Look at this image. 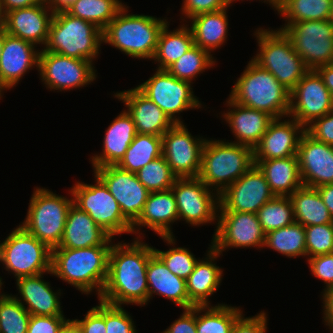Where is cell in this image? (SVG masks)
I'll return each instance as SVG.
<instances>
[{"mask_svg": "<svg viewBox=\"0 0 333 333\" xmlns=\"http://www.w3.org/2000/svg\"><path fill=\"white\" fill-rule=\"evenodd\" d=\"M135 239L131 244H112L108 277L100 300L119 306L135 304L142 307L148 303L146 272L154 247Z\"/></svg>", "mask_w": 333, "mask_h": 333, "instance_id": "6da1fadb", "label": "cell"}, {"mask_svg": "<svg viewBox=\"0 0 333 333\" xmlns=\"http://www.w3.org/2000/svg\"><path fill=\"white\" fill-rule=\"evenodd\" d=\"M112 246H94L82 249H52V275L71 284L84 294L95 292L101 296L107 277L109 253Z\"/></svg>", "mask_w": 333, "mask_h": 333, "instance_id": "7a4b0ae2", "label": "cell"}, {"mask_svg": "<svg viewBox=\"0 0 333 333\" xmlns=\"http://www.w3.org/2000/svg\"><path fill=\"white\" fill-rule=\"evenodd\" d=\"M229 98L244 107L266 112L274 119L289 115L290 91L252 59L234 84Z\"/></svg>", "mask_w": 333, "mask_h": 333, "instance_id": "3957f363", "label": "cell"}, {"mask_svg": "<svg viewBox=\"0 0 333 333\" xmlns=\"http://www.w3.org/2000/svg\"><path fill=\"white\" fill-rule=\"evenodd\" d=\"M124 5L102 30L103 43L114 46L132 58L152 59L158 36L167 19L149 15L128 14Z\"/></svg>", "mask_w": 333, "mask_h": 333, "instance_id": "277c9868", "label": "cell"}, {"mask_svg": "<svg viewBox=\"0 0 333 333\" xmlns=\"http://www.w3.org/2000/svg\"><path fill=\"white\" fill-rule=\"evenodd\" d=\"M253 165L251 147L223 140L207 139L202 151L198 178L220 195Z\"/></svg>", "mask_w": 333, "mask_h": 333, "instance_id": "5b68a950", "label": "cell"}, {"mask_svg": "<svg viewBox=\"0 0 333 333\" xmlns=\"http://www.w3.org/2000/svg\"><path fill=\"white\" fill-rule=\"evenodd\" d=\"M101 43L103 37L100 28L67 11H61L53 15L48 40L43 49L62 56L93 62L99 54Z\"/></svg>", "mask_w": 333, "mask_h": 333, "instance_id": "8992f818", "label": "cell"}, {"mask_svg": "<svg viewBox=\"0 0 333 333\" xmlns=\"http://www.w3.org/2000/svg\"><path fill=\"white\" fill-rule=\"evenodd\" d=\"M258 53L252 60L270 72L290 92L309 71L283 30L259 28L254 32Z\"/></svg>", "mask_w": 333, "mask_h": 333, "instance_id": "52a82bcc", "label": "cell"}, {"mask_svg": "<svg viewBox=\"0 0 333 333\" xmlns=\"http://www.w3.org/2000/svg\"><path fill=\"white\" fill-rule=\"evenodd\" d=\"M29 202L27 216L21 226L51 250L58 247L73 198L36 187Z\"/></svg>", "mask_w": 333, "mask_h": 333, "instance_id": "ba28073f", "label": "cell"}, {"mask_svg": "<svg viewBox=\"0 0 333 333\" xmlns=\"http://www.w3.org/2000/svg\"><path fill=\"white\" fill-rule=\"evenodd\" d=\"M52 250L21 225L0 243V262L16 280L41 273L52 274Z\"/></svg>", "mask_w": 333, "mask_h": 333, "instance_id": "9c48e42d", "label": "cell"}, {"mask_svg": "<svg viewBox=\"0 0 333 333\" xmlns=\"http://www.w3.org/2000/svg\"><path fill=\"white\" fill-rule=\"evenodd\" d=\"M96 184L77 182L71 188L73 204L86 212L111 237L132 233V224L123 216L119 204L105 184L95 176Z\"/></svg>", "mask_w": 333, "mask_h": 333, "instance_id": "30bf717a", "label": "cell"}, {"mask_svg": "<svg viewBox=\"0 0 333 333\" xmlns=\"http://www.w3.org/2000/svg\"><path fill=\"white\" fill-rule=\"evenodd\" d=\"M290 38L294 50L309 70L333 64V20L285 23L279 28Z\"/></svg>", "mask_w": 333, "mask_h": 333, "instance_id": "8fae6325", "label": "cell"}, {"mask_svg": "<svg viewBox=\"0 0 333 333\" xmlns=\"http://www.w3.org/2000/svg\"><path fill=\"white\" fill-rule=\"evenodd\" d=\"M156 70L152 77L136 87L157 104L174 124H183L175 114L202 108V103L194 95L190 82L175 78L167 70Z\"/></svg>", "mask_w": 333, "mask_h": 333, "instance_id": "7c38bea8", "label": "cell"}, {"mask_svg": "<svg viewBox=\"0 0 333 333\" xmlns=\"http://www.w3.org/2000/svg\"><path fill=\"white\" fill-rule=\"evenodd\" d=\"M177 204L178 220L193 226L217 221L219 194L213 193L198 177L177 178L171 187Z\"/></svg>", "mask_w": 333, "mask_h": 333, "instance_id": "4fadbf2b", "label": "cell"}, {"mask_svg": "<svg viewBox=\"0 0 333 333\" xmlns=\"http://www.w3.org/2000/svg\"><path fill=\"white\" fill-rule=\"evenodd\" d=\"M94 63L88 60L62 56L42 49L39 53L38 71L41 82L50 90L82 88L96 80Z\"/></svg>", "mask_w": 333, "mask_h": 333, "instance_id": "5bb4252c", "label": "cell"}, {"mask_svg": "<svg viewBox=\"0 0 333 333\" xmlns=\"http://www.w3.org/2000/svg\"><path fill=\"white\" fill-rule=\"evenodd\" d=\"M161 137L162 156L177 178L198 177L207 139L194 138L184 124H174Z\"/></svg>", "mask_w": 333, "mask_h": 333, "instance_id": "9a60e30c", "label": "cell"}, {"mask_svg": "<svg viewBox=\"0 0 333 333\" xmlns=\"http://www.w3.org/2000/svg\"><path fill=\"white\" fill-rule=\"evenodd\" d=\"M211 247L222 254L228 248H263L265 233L255 213L218 212Z\"/></svg>", "mask_w": 333, "mask_h": 333, "instance_id": "2e32d148", "label": "cell"}, {"mask_svg": "<svg viewBox=\"0 0 333 333\" xmlns=\"http://www.w3.org/2000/svg\"><path fill=\"white\" fill-rule=\"evenodd\" d=\"M97 176L117 201L123 216L133 225L141 215L150 192L138 180L136 173L108 165L94 168Z\"/></svg>", "mask_w": 333, "mask_h": 333, "instance_id": "e0dca14e", "label": "cell"}, {"mask_svg": "<svg viewBox=\"0 0 333 333\" xmlns=\"http://www.w3.org/2000/svg\"><path fill=\"white\" fill-rule=\"evenodd\" d=\"M333 111V98L316 70H309L290 92L288 117L304 127Z\"/></svg>", "mask_w": 333, "mask_h": 333, "instance_id": "ac0fdd59", "label": "cell"}, {"mask_svg": "<svg viewBox=\"0 0 333 333\" xmlns=\"http://www.w3.org/2000/svg\"><path fill=\"white\" fill-rule=\"evenodd\" d=\"M274 196L264 174L253 165L219 195L218 212L256 214Z\"/></svg>", "mask_w": 333, "mask_h": 333, "instance_id": "d6986e66", "label": "cell"}, {"mask_svg": "<svg viewBox=\"0 0 333 333\" xmlns=\"http://www.w3.org/2000/svg\"><path fill=\"white\" fill-rule=\"evenodd\" d=\"M297 157L304 186L317 188L333 183V146L319 142L305 132Z\"/></svg>", "mask_w": 333, "mask_h": 333, "instance_id": "ffe728a7", "label": "cell"}, {"mask_svg": "<svg viewBox=\"0 0 333 333\" xmlns=\"http://www.w3.org/2000/svg\"><path fill=\"white\" fill-rule=\"evenodd\" d=\"M177 220L178 209L172 189L150 192L141 215L132 225V233L139 235L136 238H142L139 230L147 227L157 233L168 245H175L171 224Z\"/></svg>", "mask_w": 333, "mask_h": 333, "instance_id": "44dd1931", "label": "cell"}, {"mask_svg": "<svg viewBox=\"0 0 333 333\" xmlns=\"http://www.w3.org/2000/svg\"><path fill=\"white\" fill-rule=\"evenodd\" d=\"M274 119L266 133L253 149L254 160H270L297 155L299 142L305 127L295 119Z\"/></svg>", "mask_w": 333, "mask_h": 333, "instance_id": "7402d4cb", "label": "cell"}, {"mask_svg": "<svg viewBox=\"0 0 333 333\" xmlns=\"http://www.w3.org/2000/svg\"><path fill=\"white\" fill-rule=\"evenodd\" d=\"M34 44L12 36L4 30V41L0 57V82L11 89L21 78L35 68L38 70L39 51Z\"/></svg>", "mask_w": 333, "mask_h": 333, "instance_id": "603a6c76", "label": "cell"}, {"mask_svg": "<svg viewBox=\"0 0 333 333\" xmlns=\"http://www.w3.org/2000/svg\"><path fill=\"white\" fill-rule=\"evenodd\" d=\"M53 15L54 12L45 2L12 10L6 13L5 32L45 47Z\"/></svg>", "mask_w": 333, "mask_h": 333, "instance_id": "cb8c5ba5", "label": "cell"}, {"mask_svg": "<svg viewBox=\"0 0 333 333\" xmlns=\"http://www.w3.org/2000/svg\"><path fill=\"white\" fill-rule=\"evenodd\" d=\"M114 97L126 105L137 133L162 136L174 125L164 111L137 87L117 92Z\"/></svg>", "mask_w": 333, "mask_h": 333, "instance_id": "d4e9b609", "label": "cell"}, {"mask_svg": "<svg viewBox=\"0 0 333 333\" xmlns=\"http://www.w3.org/2000/svg\"><path fill=\"white\" fill-rule=\"evenodd\" d=\"M226 102L227 106L232 109L229 108L226 113L222 114V117L237 139L233 143L254 149L274 118L266 112L239 105L230 98Z\"/></svg>", "mask_w": 333, "mask_h": 333, "instance_id": "484cf974", "label": "cell"}, {"mask_svg": "<svg viewBox=\"0 0 333 333\" xmlns=\"http://www.w3.org/2000/svg\"><path fill=\"white\" fill-rule=\"evenodd\" d=\"M112 238L86 212L72 204L67 214L62 240L56 248L112 246Z\"/></svg>", "mask_w": 333, "mask_h": 333, "instance_id": "4316f807", "label": "cell"}, {"mask_svg": "<svg viewBox=\"0 0 333 333\" xmlns=\"http://www.w3.org/2000/svg\"><path fill=\"white\" fill-rule=\"evenodd\" d=\"M44 273L22 277L16 280V286L21 297L14 295L31 315L64 316L61 308L60 292H54L49 282L42 278ZM51 287V288H50ZM27 305V307L25 306Z\"/></svg>", "mask_w": 333, "mask_h": 333, "instance_id": "83f0119b", "label": "cell"}, {"mask_svg": "<svg viewBox=\"0 0 333 333\" xmlns=\"http://www.w3.org/2000/svg\"><path fill=\"white\" fill-rule=\"evenodd\" d=\"M101 154L91 157L93 168L117 165L137 134L131 115L122 111L105 130Z\"/></svg>", "mask_w": 333, "mask_h": 333, "instance_id": "f1b7e54d", "label": "cell"}, {"mask_svg": "<svg viewBox=\"0 0 333 333\" xmlns=\"http://www.w3.org/2000/svg\"><path fill=\"white\" fill-rule=\"evenodd\" d=\"M146 278L148 302L153 298V294H158L183 309L194 307L189 301L186 280L173 274L155 253L149 258Z\"/></svg>", "mask_w": 333, "mask_h": 333, "instance_id": "f546056e", "label": "cell"}, {"mask_svg": "<svg viewBox=\"0 0 333 333\" xmlns=\"http://www.w3.org/2000/svg\"><path fill=\"white\" fill-rule=\"evenodd\" d=\"M207 257L198 260L193 272L186 279V290L189 301L194 306L210 305L209 297L220 287L223 270L214 263L221 253L215 251L211 245Z\"/></svg>", "mask_w": 333, "mask_h": 333, "instance_id": "4dcf8cb0", "label": "cell"}, {"mask_svg": "<svg viewBox=\"0 0 333 333\" xmlns=\"http://www.w3.org/2000/svg\"><path fill=\"white\" fill-rule=\"evenodd\" d=\"M254 165L264 174L275 196L289 197L303 186L297 155L270 160H254Z\"/></svg>", "mask_w": 333, "mask_h": 333, "instance_id": "1f68e13d", "label": "cell"}, {"mask_svg": "<svg viewBox=\"0 0 333 333\" xmlns=\"http://www.w3.org/2000/svg\"><path fill=\"white\" fill-rule=\"evenodd\" d=\"M227 8L216 12L201 13L190 18L194 45L207 51L216 50L225 43L228 33Z\"/></svg>", "mask_w": 333, "mask_h": 333, "instance_id": "d6a6232c", "label": "cell"}, {"mask_svg": "<svg viewBox=\"0 0 333 333\" xmlns=\"http://www.w3.org/2000/svg\"><path fill=\"white\" fill-rule=\"evenodd\" d=\"M295 222L304 227L311 225L333 224V219L325 206L318 190L301 186L290 196Z\"/></svg>", "mask_w": 333, "mask_h": 333, "instance_id": "836d02e7", "label": "cell"}, {"mask_svg": "<svg viewBox=\"0 0 333 333\" xmlns=\"http://www.w3.org/2000/svg\"><path fill=\"white\" fill-rule=\"evenodd\" d=\"M167 22L161 29L156 51L152 60L158 62L159 70H166L185 52L194 46V39L189 25H181L178 29L168 31Z\"/></svg>", "mask_w": 333, "mask_h": 333, "instance_id": "e575fe53", "label": "cell"}, {"mask_svg": "<svg viewBox=\"0 0 333 333\" xmlns=\"http://www.w3.org/2000/svg\"><path fill=\"white\" fill-rule=\"evenodd\" d=\"M162 156V137L137 133L117 166L131 173Z\"/></svg>", "mask_w": 333, "mask_h": 333, "instance_id": "d590c367", "label": "cell"}, {"mask_svg": "<svg viewBox=\"0 0 333 333\" xmlns=\"http://www.w3.org/2000/svg\"><path fill=\"white\" fill-rule=\"evenodd\" d=\"M242 314L243 311L239 307L223 303L196 306L197 333H231L235 321Z\"/></svg>", "mask_w": 333, "mask_h": 333, "instance_id": "8d00e7d4", "label": "cell"}, {"mask_svg": "<svg viewBox=\"0 0 333 333\" xmlns=\"http://www.w3.org/2000/svg\"><path fill=\"white\" fill-rule=\"evenodd\" d=\"M264 247L275 250L289 258L306 256L305 227L297 222L268 232Z\"/></svg>", "mask_w": 333, "mask_h": 333, "instance_id": "74e56055", "label": "cell"}, {"mask_svg": "<svg viewBox=\"0 0 333 333\" xmlns=\"http://www.w3.org/2000/svg\"><path fill=\"white\" fill-rule=\"evenodd\" d=\"M287 23L333 18V0H283L278 12Z\"/></svg>", "mask_w": 333, "mask_h": 333, "instance_id": "f35d334b", "label": "cell"}, {"mask_svg": "<svg viewBox=\"0 0 333 333\" xmlns=\"http://www.w3.org/2000/svg\"><path fill=\"white\" fill-rule=\"evenodd\" d=\"M124 5L120 0H77L67 12L103 30Z\"/></svg>", "mask_w": 333, "mask_h": 333, "instance_id": "ab89813d", "label": "cell"}, {"mask_svg": "<svg viewBox=\"0 0 333 333\" xmlns=\"http://www.w3.org/2000/svg\"><path fill=\"white\" fill-rule=\"evenodd\" d=\"M265 234L289 226L295 222L290 197L274 196L256 213Z\"/></svg>", "mask_w": 333, "mask_h": 333, "instance_id": "60d3db41", "label": "cell"}, {"mask_svg": "<svg viewBox=\"0 0 333 333\" xmlns=\"http://www.w3.org/2000/svg\"><path fill=\"white\" fill-rule=\"evenodd\" d=\"M216 60L207 51L194 45L166 70L175 78L192 83L198 74L215 65Z\"/></svg>", "mask_w": 333, "mask_h": 333, "instance_id": "b9f144b4", "label": "cell"}, {"mask_svg": "<svg viewBox=\"0 0 333 333\" xmlns=\"http://www.w3.org/2000/svg\"><path fill=\"white\" fill-rule=\"evenodd\" d=\"M30 317L12 294L0 295V333H27Z\"/></svg>", "mask_w": 333, "mask_h": 333, "instance_id": "7bdbcfd3", "label": "cell"}, {"mask_svg": "<svg viewBox=\"0 0 333 333\" xmlns=\"http://www.w3.org/2000/svg\"><path fill=\"white\" fill-rule=\"evenodd\" d=\"M136 176L149 192L169 190L177 179L163 156L142 167Z\"/></svg>", "mask_w": 333, "mask_h": 333, "instance_id": "ee69618b", "label": "cell"}, {"mask_svg": "<svg viewBox=\"0 0 333 333\" xmlns=\"http://www.w3.org/2000/svg\"><path fill=\"white\" fill-rule=\"evenodd\" d=\"M174 247L167 251L156 248L153 250L173 274L186 280L193 272L199 259H196L188 248Z\"/></svg>", "mask_w": 333, "mask_h": 333, "instance_id": "f6af8a7d", "label": "cell"}, {"mask_svg": "<svg viewBox=\"0 0 333 333\" xmlns=\"http://www.w3.org/2000/svg\"><path fill=\"white\" fill-rule=\"evenodd\" d=\"M305 235L308 258L333 253V224L306 226Z\"/></svg>", "mask_w": 333, "mask_h": 333, "instance_id": "bcb514c9", "label": "cell"}, {"mask_svg": "<svg viewBox=\"0 0 333 333\" xmlns=\"http://www.w3.org/2000/svg\"><path fill=\"white\" fill-rule=\"evenodd\" d=\"M132 317L122 306L105 302L106 333H137Z\"/></svg>", "mask_w": 333, "mask_h": 333, "instance_id": "7dc6e473", "label": "cell"}, {"mask_svg": "<svg viewBox=\"0 0 333 333\" xmlns=\"http://www.w3.org/2000/svg\"><path fill=\"white\" fill-rule=\"evenodd\" d=\"M83 333H106L105 302L99 299V305L87 311L84 319H73Z\"/></svg>", "mask_w": 333, "mask_h": 333, "instance_id": "c3c4849f", "label": "cell"}, {"mask_svg": "<svg viewBox=\"0 0 333 333\" xmlns=\"http://www.w3.org/2000/svg\"><path fill=\"white\" fill-rule=\"evenodd\" d=\"M309 268L314 277L324 281L327 290L333 287V253L307 258Z\"/></svg>", "mask_w": 333, "mask_h": 333, "instance_id": "681fc988", "label": "cell"}, {"mask_svg": "<svg viewBox=\"0 0 333 333\" xmlns=\"http://www.w3.org/2000/svg\"><path fill=\"white\" fill-rule=\"evenodd\" d=\"M305 132L315 140L333 146V111L314 119Z\"/></svg>", "mask_w": 333, "mask_h": 333, "instance_id": "f907efd6", "label": "cell"}, {"mask_svg": "<svg viewBox=\"0 0 333 333\" xmlns=\"http://www.w3.org/2000/svg\"><path fill=\"white\" fill-rule=\"evenodd\" d=\"M230 7L229 0H183L181 8L185 18H192L195 15L208 12H216Z\"/></svg>", "mask_w": 333, "mask_h": 333, "instance_id": "816d5d0a", "label": "cell"}, {"mask_svg": "<svg viewBox=\"0 0 333 333\" xmlns=\"http://www.w3.org/2000/svg\"><path fill=\"white\" fill-rule=\"evenodd\" d=\"M68 320L64 316L31 315L27 333H60Z\"/></svg>", "mask_w": 333, "mask_h": 333, "instance_id": "f5cc1de1", "label": "cell"}, {"mask_svg": "<svg viewBox=\"0 0 333 333\" xmlns=\"http://www.w3.org/2000/svg\"><path fill=\"white\" fill-rule=\"evenodd\" d=\"M267 316L264 311L252 317L241 315L234 323L231 333H266Z\"/></svg>", "mask_w": 333, "mask_h": 333, "instance_id": "db71d44e", "label": "cell"}, {"mask_svg": "<svg viewBox=\"0 0 333 333\" xmlns=\"http://www.w3.org/2000/svg\"><path fill=\"white\" fill-rule=\"evenodd\" d=\"M184 312L175 320L170 327L161 333H197L196 329V306L183 309Z\"/></svg>", "mask_w": 333, "mask_h": 333, "instance_id": "11a10c76", "label": "cell"}, {"mask_svg": "<svg viewBox=\"0 0 333 333\" xmlns=\"http://www.w3.org/2000/svg\"><path fill=\"white\" fill-rule=\"evenodd\" d=\"M323 319L326 326H333V287L323 292Z\"/></svg>", "mask_w": 333, "mask_h": 333, "instance_id": "9f6ffc18", "label": "cell"}, {"mask_svg": "<svg viewBox=\"0 0 333 333\" xmlns=\"http://www.w3.org/2000/svg\"><path fill=\"white\" fill-rule=\"evenodd\" d=\"M44 2L45 0H1L5 13Z\"/></svg>", "mask_w": 333, "mask_h": 333, "instance_id": "6f0895ef", "label": "cell"}, {"mask_svg": "<svg viewBox=\"0 0 333 333\" xmlns=\"http://www.w3.org/2000/svg\"><path fill=\"white\" fill-rule=\"evenodd\" d=\"M333 219V183L324 184L316 188Z\"/></svg>", "mask_w": 333, "mask_h": 333, "instance_id": "680465c9", "label": "cell"}, {"mask_svg": "<svg viewBox=\"0 0 333 333\" xmlns=\"http://www.w3.org/2000/svg\"><path fill=\"white\" fill-rule=\"evenodd\" d=\"M316 71L321 76L325 86L328 88L333 98V64L320 66L316 69Z\"/></svg>", "mask_w": 333, "mask_h": 333, "instance_id": "91938a15", "label": "cell"}, {"mask_svg": "<svg viewBox=\"0 0 333 333\" xmlns=\"http://www.w3.org/2000/svg\"><path fill=\"white\" fill-rule=\"evenodd\" d=\"M77 0H45L47 6L54 12L67 11Z\"/></svg>", "mask_w": 333, "mask_h": 333, "instance_id": "94428289", "label": "cell"}, {"mask_svg": "<svg viewBox=\"0 0 333 333\" xmlns=\"http://www.w3.org/2000/svg\"><path fill=\"white\" fill-rule=\"evenodd\" d=\"M60 333H83L82 329L74 320H68L62 327Z\"/></svg>", "mask_w": 333, "mask_h": 333, "instance_id": "6125c7cd", "label": "cell"}, {"mask_svg": "<svg viewBox=\"0 0 333 333\" xmlns=\"http://www.w3.org/2000/svg\"><path fill=\"white\" fill-rule=\"evenodd\" d=\"M234 1H236V0H229V5L232 3V2H234ZM242 1V0H241ZM248 1V0H247ZM263 1V0H262ZM264 2H266L267 4L269 3V5L273 8V9H275V10H277L278 12H279V10H280V8H281V6H282V3H283V0H264Z\"/></svg>", "mask_w": 333, "mask_h": 333, "instance_id": "be15d7a7", "label": "cell"}, {"mask_svg": "<svg viewBox=\"0 0 333 333\" xmlns=\"http://www.w3.org/2000/svg\"><path fill=\"white\" fill-rule=\"evenodd\" d=\"M6 25V13L0 0V31L5 30Z\"/></svg>", "mask_w": 333, "mask_h": 333, "instance_id": "e7e4bbea", "label": "cell"}, {"mask_svg": "<svg viewBox=\"0 0 333 333\" xmlns=\"http://www.w3.org/2000/svg\"><path fill=\"white\" fill-rule=\"evenodd\" d=\"M3 41H4V30L0 31V57H1L2 47H3Z\"/></svg>", "mask_w": 333, "mask_h": 333, "instance_id": "03108f58", "label": "cell"}, {"mask_svg": "<svg viewBox=\"0 0 333 333\" xmlns=\"http://www.w3.org/2000/svg\"><path fill=\"white\" fill-rule=\"evenodd\" d=\"M6 89V91H7V88L0 82V99L2 98V92H3V90H5Z\"/></svg>", "mask_w": 333, "mask_h": 333, "instance_id": "003e7915", "label": "cell"}, {"mask_svg": "<svg viewBox=\"0 0 333 333\" xmlns=\"http://www.w3.org/2000/svg\"><path fill=\"white\" fill-rule=\"evenodd\" d=\"M2 285H3V283H2V278L0 277V290H2L1 288H2ZM1 292V291H0ZM0 295H1V293H0Z\"/></svg>", "mask_w": 333, "mask_h": 333, "instance_id": "a7ac6f4b", "label": "cell"}, {"mask_svg": "<svg viewBox=\"0 0 333 333\" xmlns=\"http://www.w3.org/2000/svg\"><path fill=\"white\" fill-rule=\"evenodd\" d=\"M328 328L330 329V331L332 330V332H333V326H329Z\"/></svg>", "mask_w": 333, "mask_h": 333, "instance_id": "89a4df30", "label": "cell"}]
</instances>
